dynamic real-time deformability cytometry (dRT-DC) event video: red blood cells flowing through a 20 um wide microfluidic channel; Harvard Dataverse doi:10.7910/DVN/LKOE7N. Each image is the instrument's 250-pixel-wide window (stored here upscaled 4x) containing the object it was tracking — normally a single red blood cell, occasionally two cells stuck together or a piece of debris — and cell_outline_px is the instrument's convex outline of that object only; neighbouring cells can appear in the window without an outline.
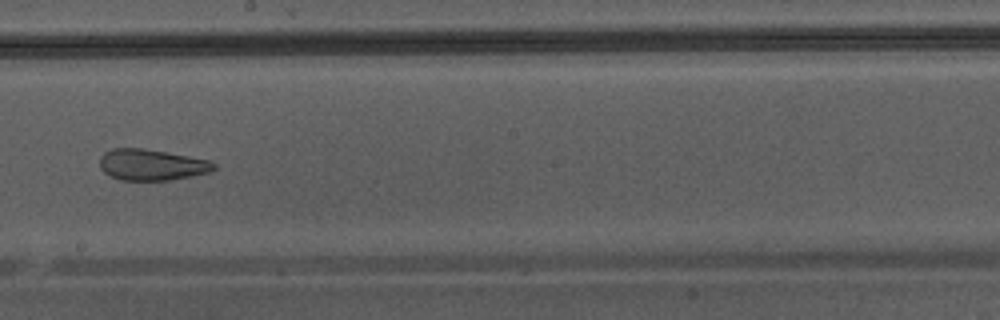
{"species": "Egyptian fruit bat (a non-hibernating species)", "species_latin": "Rousettus aegyptiacus", "temperature_condition": "warm", "stored_images_in_passage": 34, "camera_frame_rate_fps": 3000, "um_per_image_px": 0.085, "animal": {"sex": "male"}, "frame": {"image": 1, "passage_image": 15, "time_ms": 4.667, "image_size_px": [1000, 320], "cell_outline_px": [[216, 168], [212, 172], [192, 176], [168, 180], [120, 180], [104, 172], [100, 168], [100, 156], [104, 152], [112, 148], [144, 148], [188, 156], [208, 160], [216, 164]], "centroid_in_image_um": [12.89, 14.0], "position_along_channel_um": 235.3, "area_um2": 20.75}}